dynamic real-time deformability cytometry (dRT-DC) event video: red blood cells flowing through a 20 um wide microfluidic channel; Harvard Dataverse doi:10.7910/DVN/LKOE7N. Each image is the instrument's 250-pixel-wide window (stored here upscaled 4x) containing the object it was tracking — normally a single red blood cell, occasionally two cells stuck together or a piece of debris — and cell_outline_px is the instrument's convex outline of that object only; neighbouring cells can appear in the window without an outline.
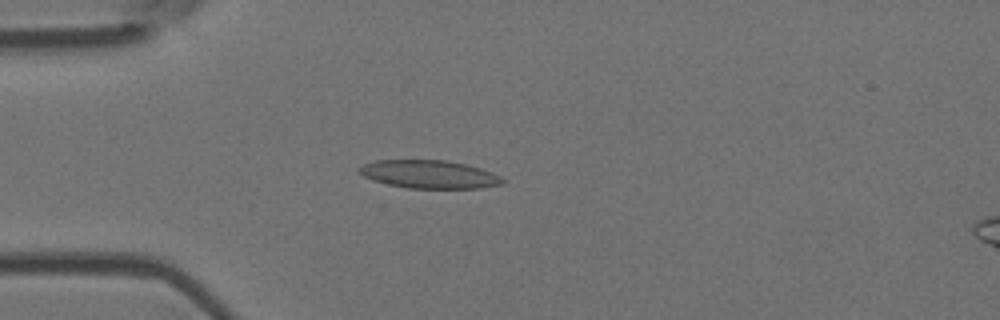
{"species": "Egyptian fruit bat (a non-hibernating species)", "species_latin": "Rousettus aegyptiacus", "temperature_condition": "room temperature", "stored_images_in_passage": 4, "camera_frame_rate_fps": 3000, "um_per_image_px": 0.085, "animal": {"sex": "female"}, "frame": {"image": 1, "passage_image": 3, "time_ms": 3.333, "image_size_px": [1000, 320], "cell_outline_px": [[508, 180], [504, 184], [480, 188], [408, 188], [388, 184], [372, 180], [364, 176], [356, 168], [364, 164], [376, 160], [448, 160], [480, 168], [492, 172]], "centroid_in_image_um": [36.52, 14.82], "position_along_channel_um": 48.5, "area_um2": 23.58}}